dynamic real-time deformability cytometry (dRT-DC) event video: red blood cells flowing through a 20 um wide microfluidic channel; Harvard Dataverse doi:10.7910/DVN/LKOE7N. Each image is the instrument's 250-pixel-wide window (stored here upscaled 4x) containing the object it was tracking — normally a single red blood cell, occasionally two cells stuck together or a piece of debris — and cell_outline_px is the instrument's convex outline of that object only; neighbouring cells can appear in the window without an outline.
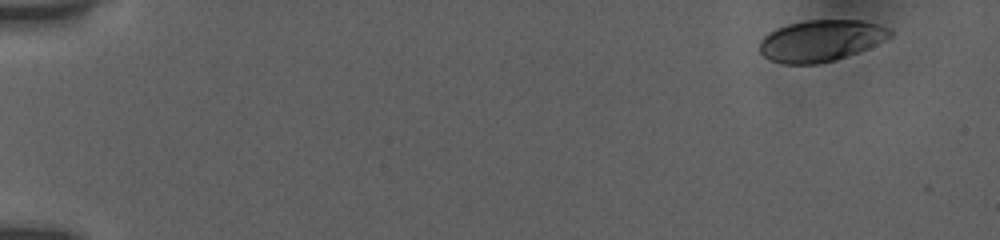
{"species": "human", "species_latin": "Homo sapiens", "temperature_condition": "room temperature", "stored_images_in_passage": 11, "camera_frame_rate_fps": 3000, "um_per_image_px": 0.085, "donor": {"sex": "female"}, "frame": {"image": 1, "passage_image": 1, "time_ms": 0.0, "image_size_px": [1000, 240], "cell_outline_px": [[892, 36], [868, 48], [836, 60], [820, 64], [784, 64], [768, 60], [760, 52], [760, 40], [764, 36], [776, 28], [788, 24], [808, 20], [860, 20], [880, 24], [888, 28], [892, 32]], "centroid_in_image_um": [69.77, 3.46], "position_along_channel_um": 15.2, "area_um2": 31.62}}
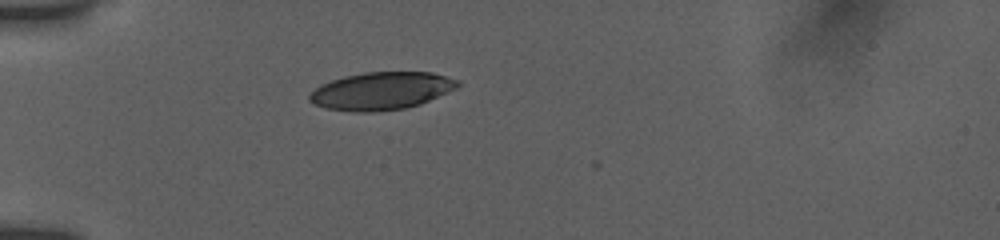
{"frame": {"image": 2, "passage_image": 7, "time_ms": 4.333, "image_size_px": [1000, 240], "cell_outline_px": [[460, 84], [456, 88], [420, 104], [404, 108], [372, 112], [352, 112], [328, 108], [316, 104], [308, 100], [308, 96], [320, 84], [344, 76], [364, 72], [432, 72], [460, 80]], "centroid_in_image_um": [32.42, 7.72], "position_along_channel_um": 52.6, "area_um2": 32.37}}
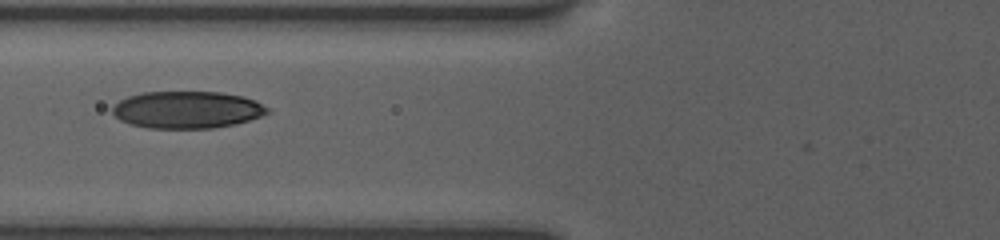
{"frame": {"image": 3, "passage_image": 10, "time_ms": 6.333, "image_size_px": [1000, 240], "cell_outline_px": [[268, 112], [260, 116], [236, 124], [212, 128], [148, 128], [132, 124], [120, 120], [112, 112], [112, 108], [120, 100], [128, 96], [144, 92], [220, 92], [244, 96], [256, 100], [268, 108]], "centroid_in_image_um": [15.91, 9.32], "position_along_channel_um": 109.9, "area_um2": 33.41}}